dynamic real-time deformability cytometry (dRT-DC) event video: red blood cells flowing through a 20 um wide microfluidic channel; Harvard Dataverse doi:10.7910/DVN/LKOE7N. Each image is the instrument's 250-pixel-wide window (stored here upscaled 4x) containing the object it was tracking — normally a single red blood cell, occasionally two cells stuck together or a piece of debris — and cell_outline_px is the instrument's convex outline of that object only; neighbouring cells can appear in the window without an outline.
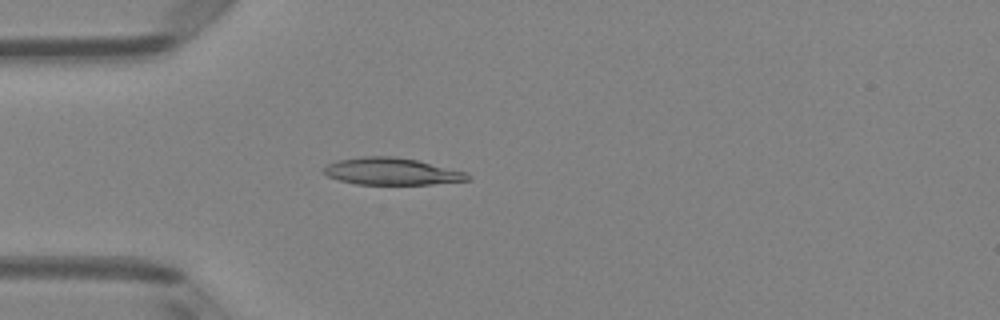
{"species": "Egyptian fruit bat (a non-hibernating species)", "species_latin": "Rousettus aegyptiacus", "temperature_condition": "room temperature", "stored_images_in_passage": 49, "camera_frame_rate_fps": 3000, "um_per_image_px": 0.085, "animal": {"sex": "female"}, "frame": {"image": 1, "passage_image": 13, "time_ms": 4.0, "image_size_px": [1000, 320], "cell_outline_px": [[472, 176], [468, 180], [432, 184], [356, 184], [340, 180], [328, 176], [324, 172], [324, 168], [328, 164], [336, 160], [360, 156], [392, 156], [416, 160], [468, 172]], "centroid_in_image_um": [33.31, 14.56], "position_along_channel_um": 51.7, "area_um2": 22.6}}
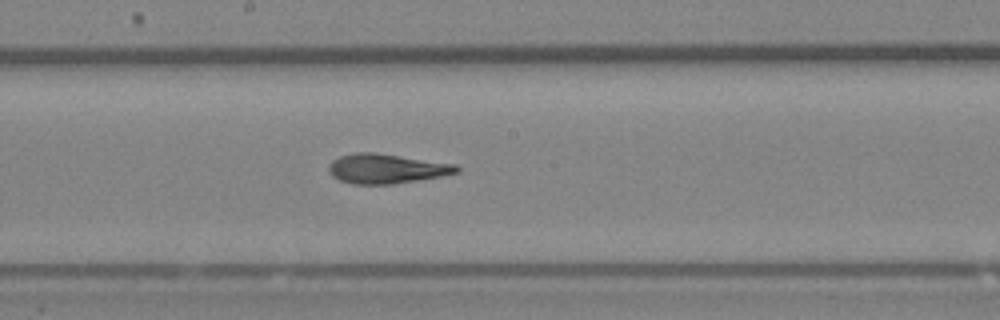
{"frame": {"image": 2, "passage_image": 26, "time_ms": 8.333, "image_size_px": [1000, 320], "cell_outline_px": [[460, 172], [440, 176], [392, 184], [352, 184], [340, 180], [332, 176], [328, 172], [328, 168], [332, 160], [340, 156], [356, 152], [372, 152], [456, 164], [460, 168]], "centroid_in_image_um": [32.82, 14.33], "position_along_channel_um": 215.4, "area_um2": 21.91}}
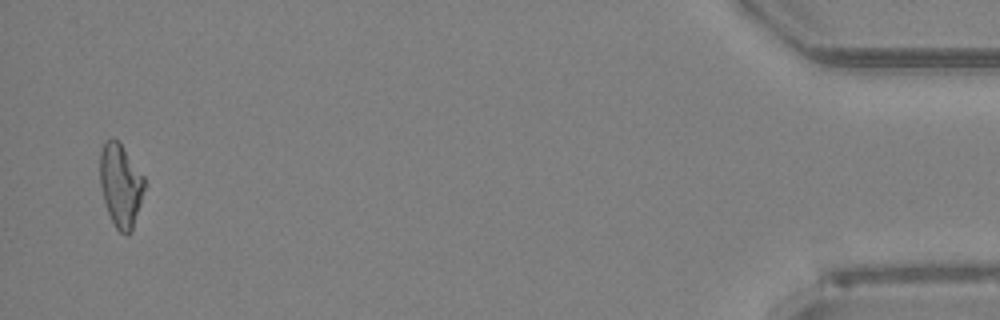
{"frame": {"image": 3, "passage_image": 48, "time_ms": 15.667, "image_size_px": [1000, 320], "cell_outline_px": [[144, 188], [140, 204], [132, 232], [128, 236], [124, 236], [116, 228], [108, 212], [100, 188], [100, 152], [104, 140], [116, 140], [120, 144], [144, 176]], "centroid_in_image_um": [10.24, 15.79], "position_along_channel_um": 425.0, "area_um2": 21.33}, "authors_computed_cell_mechanics": {"area_um2": 22.0796, "velocity_mm_per_s": 4.0183, "shape_relaxation_time_tau1_ms": 5.9328, "shape_relaxation_time_tau2_ms": 2.2194, "deformation_change_tau1": 0.1946, "deformation_change_tau2": 0.1168}}